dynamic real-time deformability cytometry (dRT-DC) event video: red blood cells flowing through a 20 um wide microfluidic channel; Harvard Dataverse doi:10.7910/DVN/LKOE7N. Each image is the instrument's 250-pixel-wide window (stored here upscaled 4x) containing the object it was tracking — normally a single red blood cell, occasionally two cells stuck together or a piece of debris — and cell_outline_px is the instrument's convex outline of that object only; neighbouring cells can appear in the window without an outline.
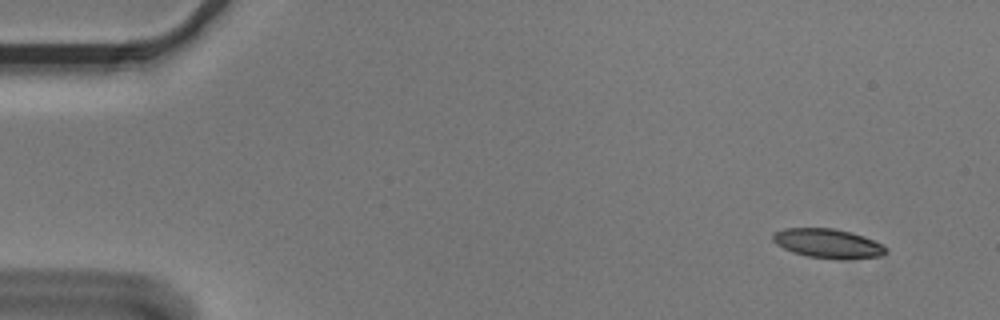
{"species": "Egyptian fruit bat (a non-hibernating species)", "species_latin": "Rousettus aegyptiacus", "temperature_condition": "cold", "stored_images_in_passage": 4, "camera_frame_rate_fps": 3000, "um_per_image_px": 0.085, "animal": {"sex": "male"}, "frame": {"image": 1, "passage_image": 1, "time_ms": 0.0, "image_size_px": [1000, 320], "cell_outline_px": [[888, 252], [880, 256], [844, 260], [840, 260], [808, 256], [792, 252], [776, 244], [772, 240], [772, 232], [784, 228], [836, 228], [852, 232], [864, 236], [880, 244]], "centroid_in_image_um": [70.33, 20.69], "position_along_channel_um": 14.7, "area_um2": 19.42}}
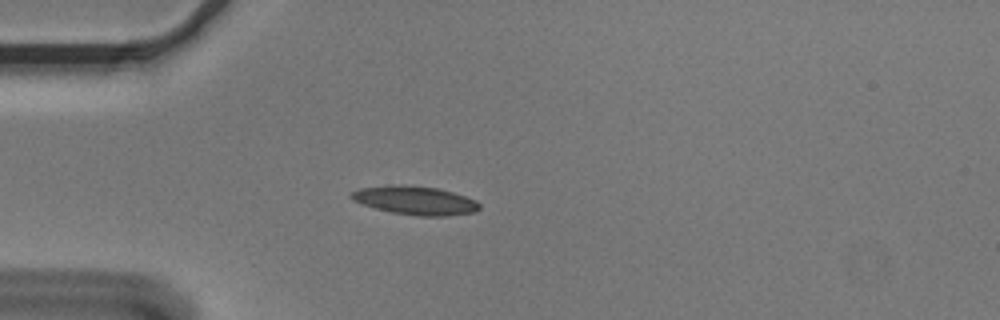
{"frame": {"image": 2, "passage_image": 4, "time_ms": 1.0, "image_size_px": [1000, 320], "cell_outline_px": [[480, 208], [476, 212], [444, 216], [420, 216], [392, 212], [376, 208], [352, 200], [348, 196], [352, 192], [360, 188], [392, 184], [404, 184], [436, 188], [452, 192], [476, 200], [480, 204]], "centroid_in_image_um": [35.29, 17.02], "position_along_channel_um": 49.7, "area_um2": 21.33}}